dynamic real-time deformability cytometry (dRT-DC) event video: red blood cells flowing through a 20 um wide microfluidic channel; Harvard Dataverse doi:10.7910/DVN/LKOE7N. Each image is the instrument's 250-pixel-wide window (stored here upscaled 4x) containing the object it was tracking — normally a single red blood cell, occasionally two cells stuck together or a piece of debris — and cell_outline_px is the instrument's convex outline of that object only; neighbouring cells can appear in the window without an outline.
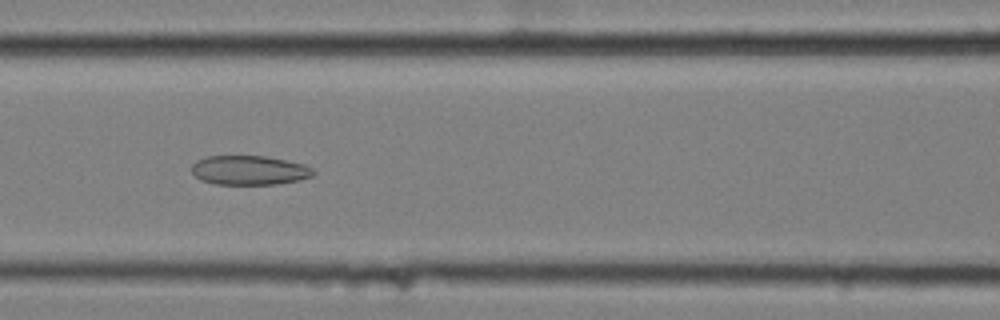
{"species": "common noctule bat (a hibernating species)", "species_latin": "Nyctalus noctula", "temperature_condition": "cold", "stored_images_in_passage": 58, "camera_frame_rate_fps": 3000, "um_per_image_px": 0.085, "animal": {"sex": "female", "body_mass_g": 25.1}, "frame": {"image": 1, "passage_image": 25, "time_ms": 8.0, "image_size_px": [1000, 320], "cell_outline_px": [[316, 172], [312, 176], [300, 180], [280, 184], [216, 184], [200, 180], [192, 172], [192, 164], [196, 160], [208, 156], [264, 156], [304, 164], [312, 168]], "centroid_in_image_um": [21.2, 14.47], "position_along_channel_um": 145.4, "area_um2": 20.81}}
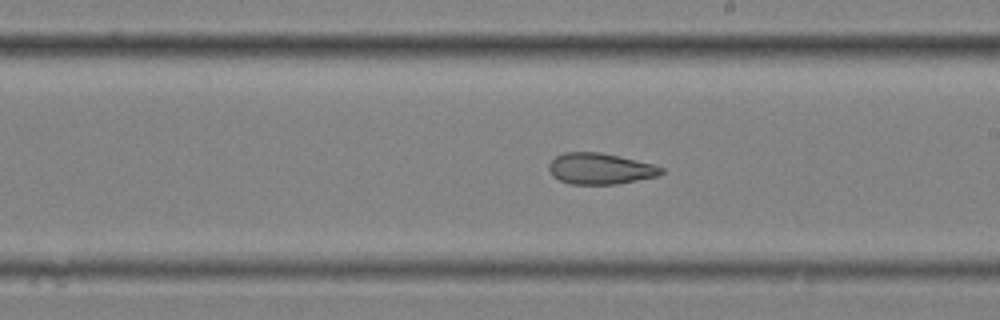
{"frame": {"image": 2, "passage_image": 33, "time_ms": 10.667, "image_size_px": [1000, 320], "cell_outline_px": [[664, 172], [660, 176], [616, 184], [568, 184], [552, 176], [548, 168], [548, 164], [556, 156], [564, 152], [600, 152], [636, 160], [652, 164], [664, 168]], "centroid_in_image_um": [51.01, 14.34], "position_along_channel_um": 238.0, "area_um2": 20.46}}
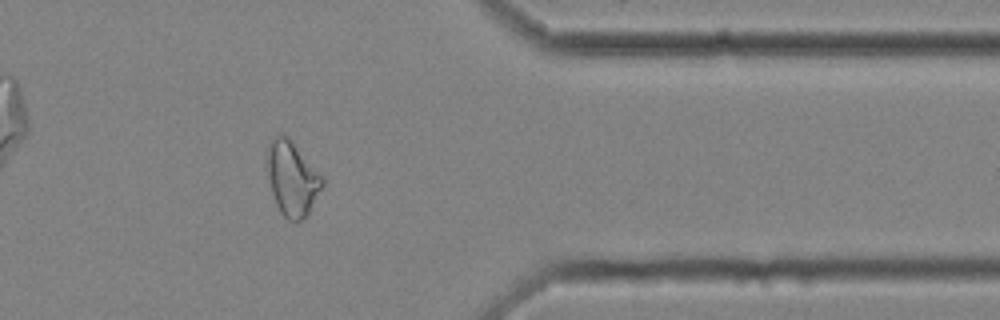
{"frame": {"image": 3, "passage_image": 47, "time_ms": 15.333, "image_size_px": [1000, 320], "cell_outline_px": [[324, 184], [308, 212], [296, 224], [288, 220], [280, 212], [276, 204], [272, 192], [264, 152], [268, 144], [276, 136], [284, 132], [288, 136], [324, 176]], "centroid_in_image_um": [24.82, 15.13], "position_along_channel_um": 386.6, "area_um2": 24.22}, "authors_computed_cell_mechanics": {"area_um2": 24.9407, "velocity_mm_per_s": 3.4743, "shape_relaxation_time_tau1_ms": null, "shape_relaxation_time_tau2_ms": 3.0507, "deformation_change_tau1": null, "deformation_change_tau2": 0.1138}}